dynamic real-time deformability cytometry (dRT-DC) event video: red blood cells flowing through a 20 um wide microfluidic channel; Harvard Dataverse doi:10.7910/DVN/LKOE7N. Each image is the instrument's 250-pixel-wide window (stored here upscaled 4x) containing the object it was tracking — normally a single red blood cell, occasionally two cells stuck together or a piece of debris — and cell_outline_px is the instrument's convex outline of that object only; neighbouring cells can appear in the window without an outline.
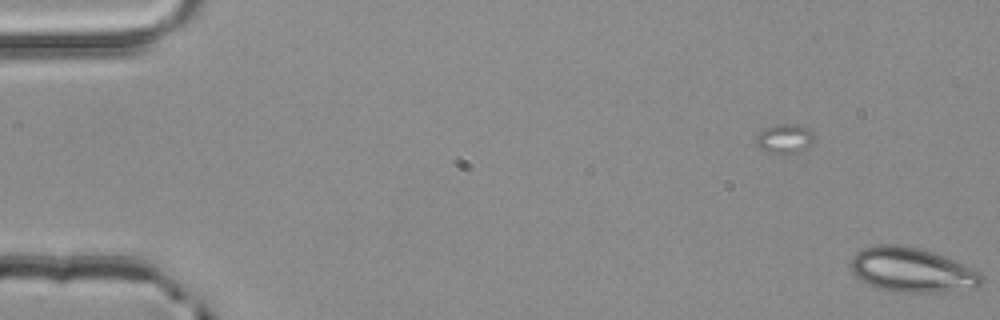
{"species": "common noctule bat (a hibernating species)", "species_latin": "Nyctalus noctula", "temperature_condition": "room temperature", "stored_images_in_passage": 2, "camera_frame_rate_fps": 3000, "um_per_image_px": 0.085, "animal": {"sex": "male", "body_mass_g": 20.4}, "frame": {"image": 1, "passage_image": 2, "time_ms": 0.333, "image_size_px": [1000, 320], "cell_outline_px": [[984, 280], [976, 288], [936, 292], [904, 292], [876, 288], [860, 280], [852, 272], [848, 264], [856, 252], [864, 248], [876, 244], [896, 244], [920, 248], [932, 252], [964, 264], [980, 272], [984, 276]], "centroid_in_image_um": [77.5, 22.94], "position_along_channel_um": 7.5, "area_um2": 34.1}}